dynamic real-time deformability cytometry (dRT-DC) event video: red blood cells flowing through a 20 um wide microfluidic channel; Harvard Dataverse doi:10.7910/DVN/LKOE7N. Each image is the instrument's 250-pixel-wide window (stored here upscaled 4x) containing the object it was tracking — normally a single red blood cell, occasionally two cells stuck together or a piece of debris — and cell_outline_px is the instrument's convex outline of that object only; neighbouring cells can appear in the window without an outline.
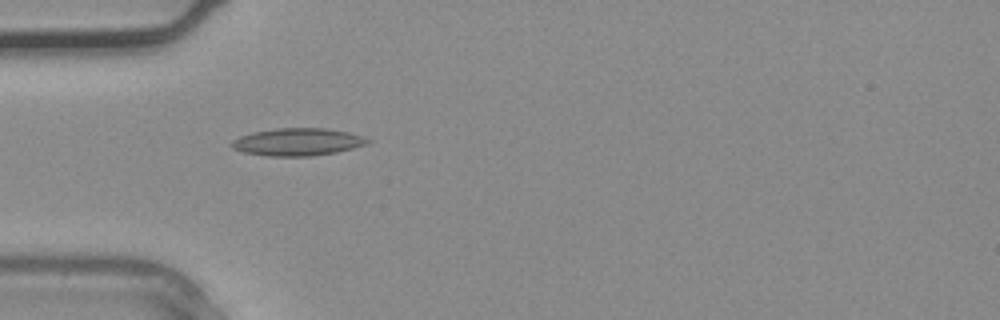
{"species": "common noctule bat (a hibernating species)", "species_latin": "Nyctalus noctula", "temperature_condition": "warm", "stored_images_in_passage": 36, "camera_frame_rate_fps": 3000, "um_per_image_px": 0.085, "animal": {"sex": "male", "body_mass_g": 20.4}, "frame": {"image": 1, "passage_image": 11, "time_ms": 3.333, "image_size_px": [1000, 320], "cell_outline_px": [[372, 140], [368, 144], [336, 152], [312, 156], [268, 156], [244, 152], [232, 148], [232, 140], [240, 136], [252, 132], [276, 128], [328, 128], [348, 132], [364, 136]], "centroid_in_image_um": [25.33, 12.06], "position_along_channel_um": 59.7, "area_um2": 21.85}}